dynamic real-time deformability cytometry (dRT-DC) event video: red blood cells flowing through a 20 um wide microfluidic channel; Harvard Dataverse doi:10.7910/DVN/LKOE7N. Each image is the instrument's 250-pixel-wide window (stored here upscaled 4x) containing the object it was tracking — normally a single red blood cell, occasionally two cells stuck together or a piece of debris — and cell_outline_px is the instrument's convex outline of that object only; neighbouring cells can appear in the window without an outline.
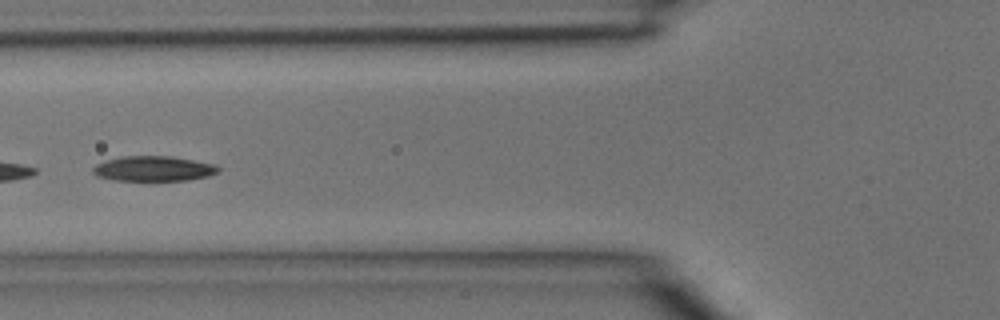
{"species": "common noctule bat (a hibernating species)", "species_latin": "Nyctalus noctula", "temperature_condition": "room temperature", "stored_images_in_passage": 5, "segment_of_instrument_passage": [2, 2], "camera_frame_rate_fps": 3000, "um_per_image_px": 0.085, "animal": {"sex": "male", "body_mass_g": 15.6}, "frame": {"image": 1, "passage_image": 5, "time_ms": 1.333, "image_size_px": [1000, 320], "cell_outline_px": [[220, 172], [208, 176], [188, 180], [112, 180], [96, 176], [92, 172], [92, 168], [96, 164], [104, 160], [120, 156], [172, 156], [216, 164], [220, 168]], "centroid_in_image_um": [13.04, 14.32], "position_along_channel_um": 112.8, "area_um2": 18.55}}